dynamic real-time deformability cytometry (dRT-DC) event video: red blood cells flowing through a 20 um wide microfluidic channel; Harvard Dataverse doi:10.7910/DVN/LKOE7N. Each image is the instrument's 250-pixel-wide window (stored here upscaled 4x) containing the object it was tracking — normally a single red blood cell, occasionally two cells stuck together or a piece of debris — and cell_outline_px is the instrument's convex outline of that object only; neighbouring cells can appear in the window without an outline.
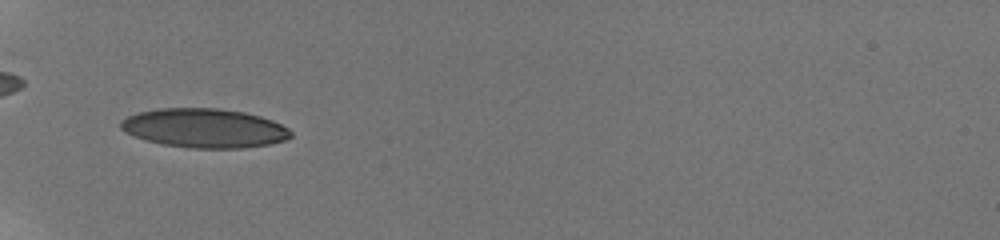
{"species": "human", "species_latin": "Homo sapiens", "temperature_condition": "room temperature", "stored_images_in_passage": 76, "camera_frame_rate_fps": 3000, "um_per_image_px": 0.085, "donor": {"sex": "male"}, "frame": {"image": 1, "passage_image": 1, "time_ms": 0.0, "image_size_px": [1000, 240], "cell_outline_px": [[292, 136], [284, 140], [268, 144], [240, 148], [188, 148], [164, 144], [148, 140], [136, 136], [120, 128], [120, 120], [136, 112], [156, 108], [220, 108], [244, 112], [260, 116], [272, 120], [288, 128], [292, 132]], "centroid_in_image_um": [17.37, 10.87], "position_along_channel_um": 67.6, "area_um2": 38.67}}
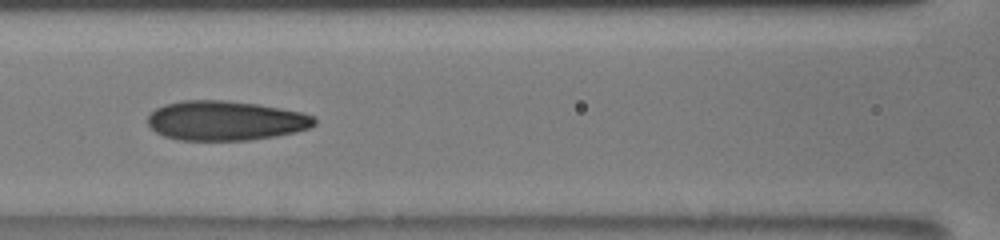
{"frame": {"image": 2, "passage_image": 16, "time_ms": 2.333, "image_size_px": [1000, 240], "cell_outline_px": [[316, 124], [312, 128], [296, 132], [276, 136], [248, 140], [180, 140], [164, 136], [156, 132], [148, 124], [148, 116], [156, 108], [164, 104], [180, 100], [224, 100], [256, 104], [280, 108], [300, 112], [312, 116], [316, 120]], "centroid_in_image_um": [19.17, 10.25], "position_along_channel_um": 147.4, "area_um2": 38.49}}
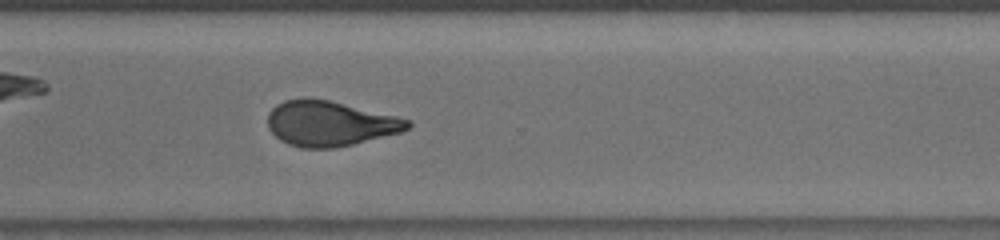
{"frame": {"image": 3, "passage_image": 48, "time_ms": 7.333, "image_size_px": [1000, 240], "cell_outline_px": [[412, 124], [408, 128], [400, 132], [336, 148], [300, 148], [288, 144], [280, 140], [268, 128], [268, 112], [276, 104], [284, 100], [304, 96], [308, 96], [328, 100], [396, 116], [412, 120]], "centroid_in_image_um": [27.99, 10.48], "position_along_channel_um": 342.6, "area_um2": 36.93}, "authors_computed_cell_mechanics": {"area_um2": 37.2232, "velocity_mm_per_s": 3.9174, "shape_relaxation_time_tau1_ms": null, "shape_relaxation_time_tau2_ms": 1.4612, "deformation_change_tau1": null, "deformation_change_tau2": 0.0818}}